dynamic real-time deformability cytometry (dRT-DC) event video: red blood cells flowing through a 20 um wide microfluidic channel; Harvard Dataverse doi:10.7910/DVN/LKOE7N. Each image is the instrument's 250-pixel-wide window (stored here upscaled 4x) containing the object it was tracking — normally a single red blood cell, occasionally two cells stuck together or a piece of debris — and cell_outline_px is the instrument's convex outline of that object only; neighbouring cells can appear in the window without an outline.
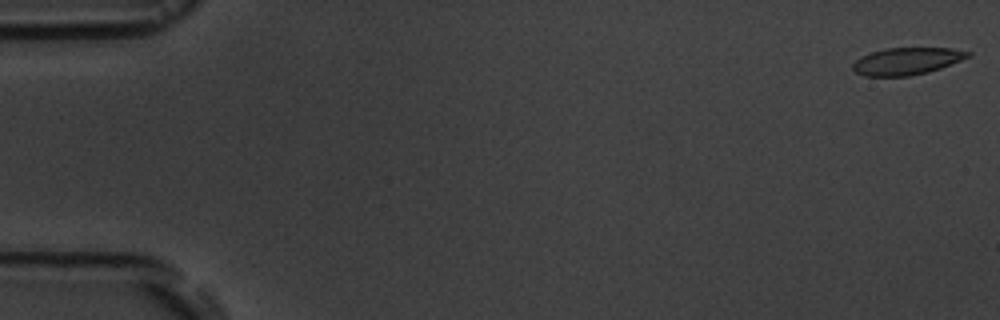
{"species": "common noctule bat (a hibernating species)", "species_latin": "Nyctalus noctula", "temperature_condition": "room temperature", "stored_images_in_passage": 6, "camera_frame_rate_fps": 3000, "um_per_image_px": 0.085, "animal": {"sex": "male", "body_mass_g": 19.5, "forearm_length_mm": 54.6}, "frame": {"image": 1, "passage_image": 1, "time_ms": 0.0, "image_size_px": [1000, 320], "cell_outline_px": [[972, 56], [940, 68], [928, 72], [908, 76], [864, 76], [856, 72], [852, 68], [852, 64], [860, 56], [872, 52], [888, 48], [952, 48], [972, 52]], "centroid_in_image_um": [77.09, 5.19], "position_along_channel_um": 7.9, "area_um2": 18.21}}
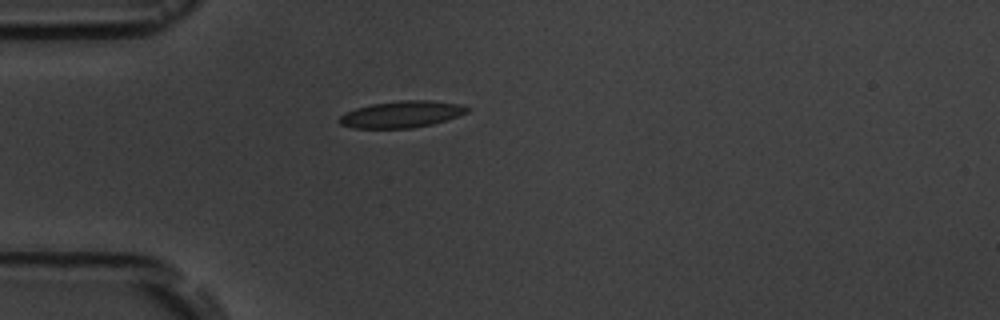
{"frame": {"image": 2, "passage_image": 5, "time_ms": 5.0, "image_size_px": [1000, 320], "cell_outline_px": [[472, 108], [468, 112], [432, 124], [412, 128], [352, 128], [340, 124], [340, 116], [356, 108], [372, 104], [400, 100], [428, 100], [460, 104]], "centroid_in_image_um": [34.15, 9.71], "position_along_channel_um": 50.8, "area_um2": 19.65}}